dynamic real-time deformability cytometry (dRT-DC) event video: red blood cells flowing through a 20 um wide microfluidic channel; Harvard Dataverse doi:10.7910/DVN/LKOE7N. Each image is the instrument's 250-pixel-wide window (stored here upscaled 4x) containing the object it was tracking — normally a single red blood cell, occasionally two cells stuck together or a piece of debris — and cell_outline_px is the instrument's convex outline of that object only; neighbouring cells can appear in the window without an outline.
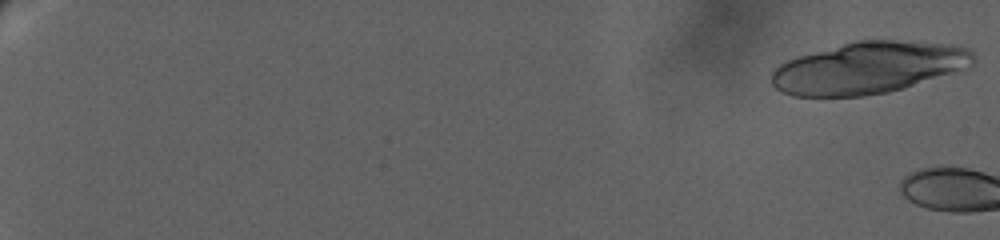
{"species": "human", "species_latin": "Homo sapiens", "temperature_condition": "warm", "stored_images_in_passage": 7, "camera_frame_rate_fps": 3000, "um_per_image_px": 0.085, "donor": {"sex": "female"}, "frame": {"image": 1, "passage_image": 1, "time_ms": 0.0, "image_size_px": [1000, 240], "cell_outline_px": [[976, 60], [972, 64], [888, 92], [864, 96], [792, 96], [776, 88], [772, 84], [772, 72], [780, 64], [796, 56], [856, 40], [892, 40], [952, 44], [968, 48], [976, 56]], "centroid_in_image_um": [73.75, 5.74], "position_along_channel_um": 11.2, "area_um2": 59.88}}